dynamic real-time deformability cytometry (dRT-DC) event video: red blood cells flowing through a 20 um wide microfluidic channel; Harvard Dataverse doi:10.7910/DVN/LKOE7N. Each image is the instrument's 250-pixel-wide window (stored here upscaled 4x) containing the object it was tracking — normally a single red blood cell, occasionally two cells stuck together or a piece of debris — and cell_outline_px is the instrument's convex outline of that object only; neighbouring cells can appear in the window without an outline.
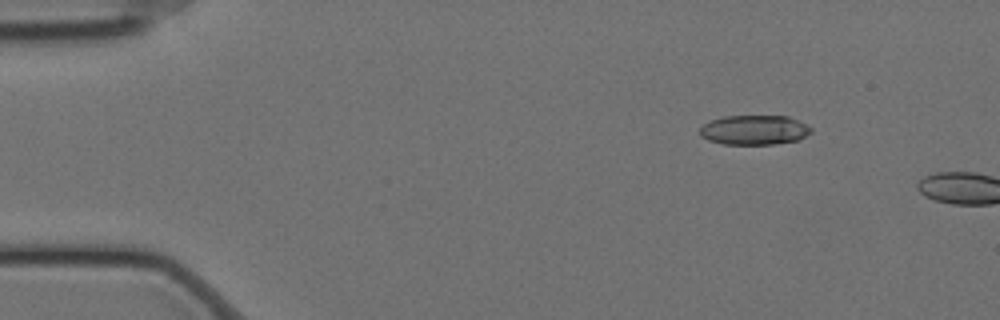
{"species": "Egyptian fruit bat (a non-hibernating species)", "species_latin": "Rousettus aegyptiacus", "temperature_condition": "cold", "stored_images_in_passage": 10, "camera_frame_rate_fps": 3000, "um_per_image_px": 0.085, "animal": {"sex": "female"}, "frame": {"image": 1, "passage_image": 7, "time_ms": 2.0, "image_size_px": [1000, 320], "cell_outline_px": [[812, 132], [796, 140], [772, 144], [724, 144], [708, 140], [700, 136], [700, 128], [704, 124], [712, 120], [724, 116], [788, 116], [808, 124], [812, 128]], "centroid_in_image_um": [64.12, 11.04], "position_along_channel_um": 20.9, "area_um2": 19.13}}